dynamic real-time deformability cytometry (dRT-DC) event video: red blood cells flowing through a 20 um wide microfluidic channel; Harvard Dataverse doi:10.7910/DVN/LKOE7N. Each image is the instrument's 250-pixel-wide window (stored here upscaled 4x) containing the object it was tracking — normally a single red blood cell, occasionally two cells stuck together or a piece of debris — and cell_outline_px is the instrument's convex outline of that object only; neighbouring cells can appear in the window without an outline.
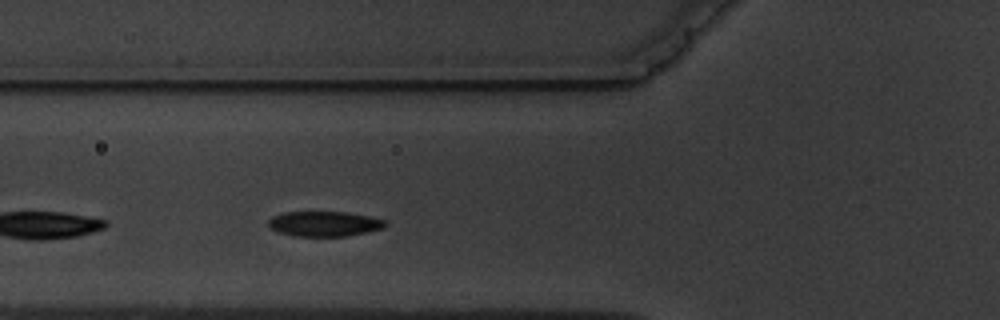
{"species": "common noctule bat (a hibernating species)", "species_latin": "Nyctalus noctula", "temperature_condition": "warm", "stored_images_in_passage": 3, "camera_frame_rate_fps": 3000, "um_per_image_px": 0.085, "animal": {"sex": "male", "body_mass_g": 19.5, "forearm_length_mm": 54.6}, "frame": {"image": 1, "passage_image": 3, "time_ms": 2.667, "image_size_px": [1000, 320], "cell_outline_px": [[388, 224], [384, 228], [344, 236], [292, 236], [268, 228], [268, 220], [272, 216], [284, 212], [348, 212], [368, 216], [384, 220]], "centroid_in_image_um": [27.52, 19.02], "position_along_channel_um": 98.3, "area_um2": 17.05}}